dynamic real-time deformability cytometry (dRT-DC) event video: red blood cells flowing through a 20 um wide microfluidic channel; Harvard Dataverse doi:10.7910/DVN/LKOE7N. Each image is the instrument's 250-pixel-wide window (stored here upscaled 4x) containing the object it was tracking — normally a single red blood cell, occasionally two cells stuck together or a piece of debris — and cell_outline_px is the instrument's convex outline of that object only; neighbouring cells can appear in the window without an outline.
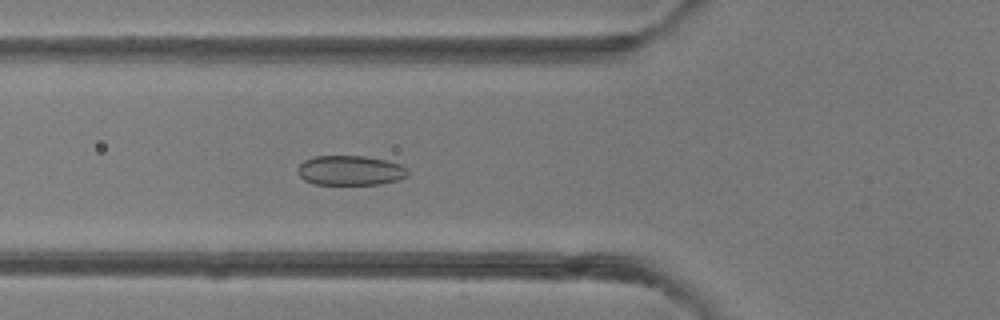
{"species": "common noctule bat (a hibernating species)", "species_latin": "Nyctalus noctula", "temperature_condition": "room temperature", "stored_images_in_passage": 48, "camera_frame_rate_fps": 3000, "um_per_image_px": 0.085, "animal": {"sex": "female"}, "frame": {"image": 1, "passage_image": 17, "time_ms": 5.333, "image_size_px": [1000, 320], "cell_outline_px": [[412, 172], [408, 176], [396, 180], [380, 184], [312, 184], [304, 180], [296, 172], [296, 168], [304, 160], [316, 156], [364, 156], [384, 160], [400, 164], [408, 168]], "centroid_in_image_um": [29.77, 14.49], "position_along_channel_um": 96.0, "area_um2": 19.25}}
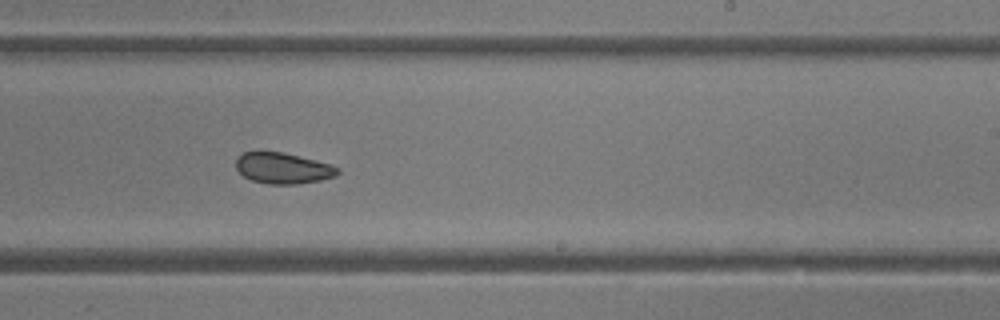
{"frame": {"image": 2, "passage_image": 29, "time_ms": 9.333, "image_size_px": [1000, 320], "cell_outline_px": [[340, 172], [336, 176], [320, 180], [296, 184], [268, 184], [252, 180], [244, 176], [236, 168], [236, 160], [244, 152], [284, 152], [328, 164], [340, 168]], "centroid_in_image_um": [24.06, 14.3], "position_along_channel_um": 264.9, "area_um2": 18.09}}
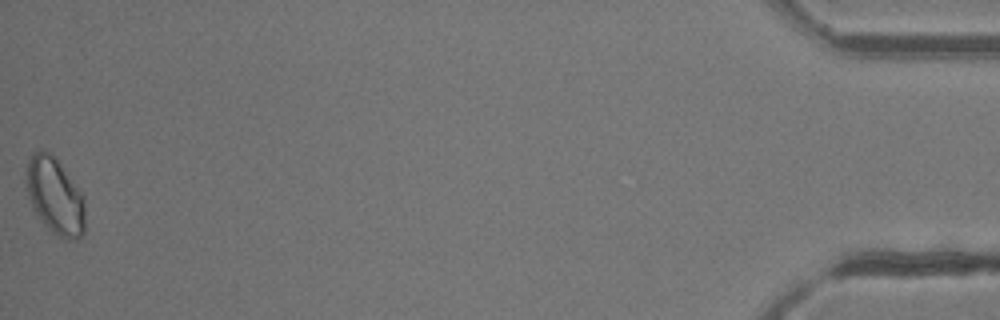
{"frame": {"image": 3, "passage_image": 48, "time_ms": 15.667, "image_size_px": [1000, 320], "cell_outline_px": [[84, 232], [76, 240], [64, 240], [56, 236], [36, 216], [32, 208], [28, 196], [28, 160], [32, 152], [36, 148], [44, 148], [52, 152], [56, 156], [84, 192]], "centroid_in_image_um": [4.71, 16.62], "position_along_channel_um": 430.5, "area_um2": 27.11}, "authors_computed_cell_mechanics": {"area_um2": 20.7502, "velocity_mm_per_s": 4.2284, "shape_relaxation_time_tau1_ms": 5.9123, "shape_relaxation_time_tau2_ms": 3.458, "deformation_change_tau1": 0.0872, "deformation_change_tau2": 0.0676}}